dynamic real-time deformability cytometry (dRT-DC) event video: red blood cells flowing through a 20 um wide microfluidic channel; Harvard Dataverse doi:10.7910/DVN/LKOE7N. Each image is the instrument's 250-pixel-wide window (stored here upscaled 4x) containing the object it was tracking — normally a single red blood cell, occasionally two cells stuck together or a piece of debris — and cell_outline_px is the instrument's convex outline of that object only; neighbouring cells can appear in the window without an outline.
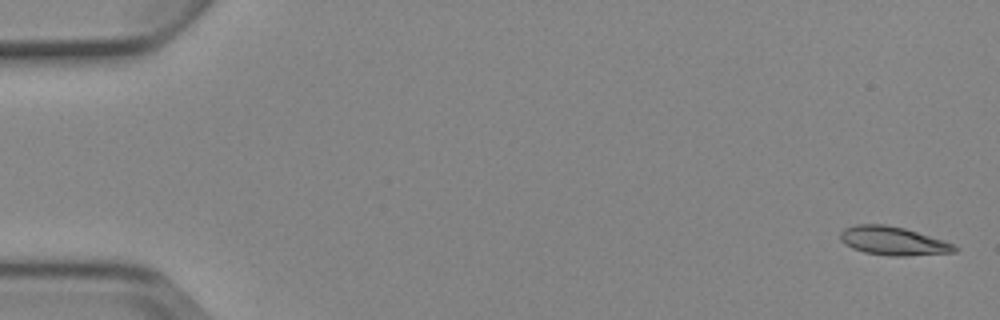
{"species": "Egyptian fruit bat (a non-hibernating species)", "species_latin": "Rousettus aegyptiacus", "temperature_condition": "cold", "stored_images_in_passage": 6, "camera_frame_rate_fps": 3000, "um_per_image_px": 0.085, "animal": {"sex": "female"}, "frame": {"image": 1, "passage_image": 1, "time_ms": 0.0, "image_size_px": [1000, 320], "cell_outline_px": [[960, 248], [956, 252], [904, 256], [892, 256], [864, 252], [852, 248], [840, 240], [840, 232], [844, 228], [856, 224], [884, 224], [904, 228], [944, 240]], "centroid_in_image_um": [75.91, 20.47], "position_along_channel_um": 9.1, "area_um2": 19.02}}